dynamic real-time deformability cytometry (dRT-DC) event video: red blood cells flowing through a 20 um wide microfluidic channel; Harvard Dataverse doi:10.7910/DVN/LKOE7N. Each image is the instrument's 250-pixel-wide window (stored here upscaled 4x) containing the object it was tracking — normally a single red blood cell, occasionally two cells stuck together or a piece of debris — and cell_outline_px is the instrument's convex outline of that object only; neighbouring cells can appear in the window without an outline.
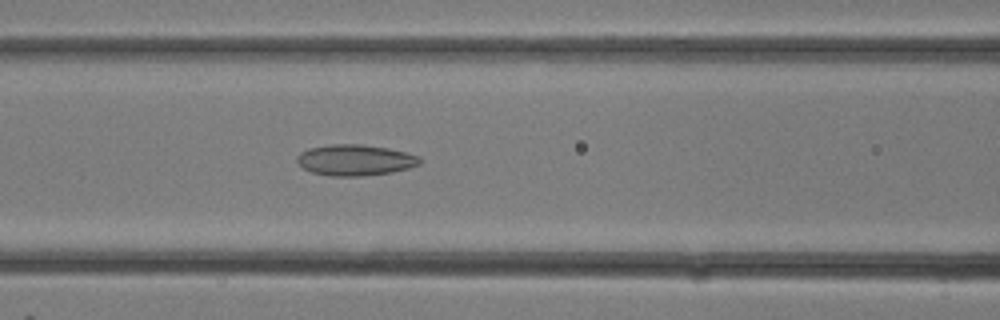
{"species": "common noctule bat (a hibernating species)", "species_latin": "Nyctalus noctula", "temperature_condition": "room temperature", "stored_images_in_passage": 27, "camera_frame_rate_fps": 3000, "um_per_image_px": 0.085, "animal": {"sex": "female"}, "frame": {"image": 1, "passage_image": 11, "time_ms": 3.333, "image_size_px": [1000, 320], "cell_outline_px": [[420, 164], [408, 168], [392, 172], [360, 176], [332, 176], [312, 172], [304, 168], [296, 160], [296, 156], [300, 152], [308, 148], [332, 144], [360, 144], [388, 148], [420, 156]], "centroid_in_image_um": [30.17, 13.6], "position_along_channel_um": 136.4, "area_um2": 22.08}}
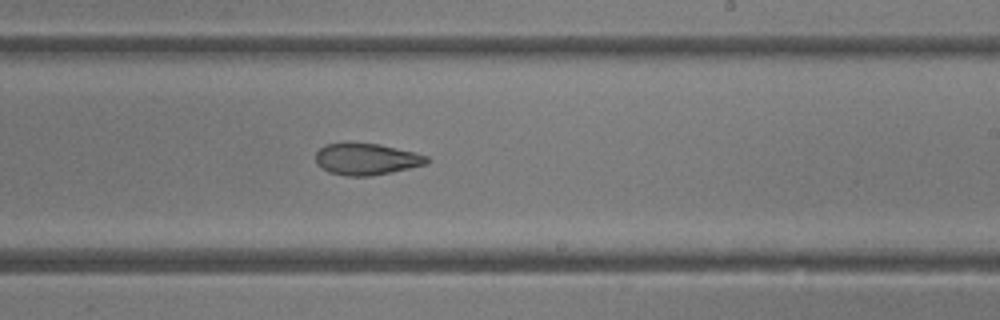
{"frame": {"image": 2, "passage_image": 16, "time_ms": 5.0, "image_size_px": [1000, 320], "cell_outline_px": [[432, 160], [428, 164], [392, 172], [368, 176], [348, 176], [328, 172], [316, 164], [316, 152], [324, 144], [348, 140], [380, 144], [428, 156]], "centroid_in_image_um": [31.12, 13.49], "position_along_channel_um": 257.9, "area_um2": 21.1}}
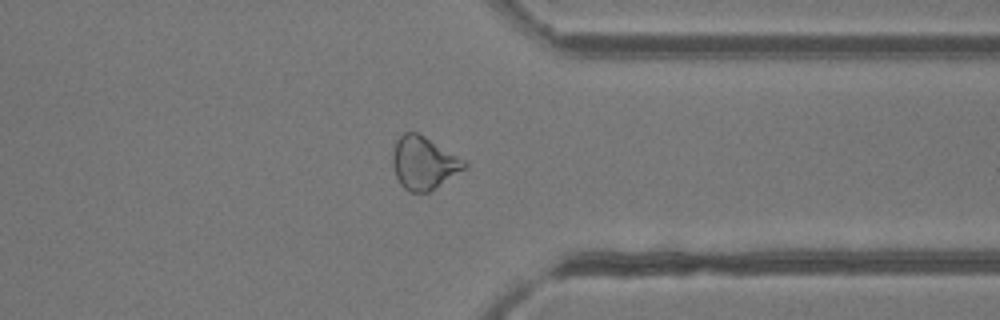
{"frame": {"image": 3, "passage_image": 21, "time_ms": 6.667, "image_size_px": [1000, 320], "cell_outline_px": [[468, 164], [464, 168], [428, 192], [408, 192], [400, 184], [396, 176], [392, 164], [392, 152], [396, 140], [404, 132], [416, 132], [424, 136], [468, 160]], "centroid_in_image_um": [36.0, 13.83], "position_along_channel_um": 375.4, "area_um2": 22.02}}